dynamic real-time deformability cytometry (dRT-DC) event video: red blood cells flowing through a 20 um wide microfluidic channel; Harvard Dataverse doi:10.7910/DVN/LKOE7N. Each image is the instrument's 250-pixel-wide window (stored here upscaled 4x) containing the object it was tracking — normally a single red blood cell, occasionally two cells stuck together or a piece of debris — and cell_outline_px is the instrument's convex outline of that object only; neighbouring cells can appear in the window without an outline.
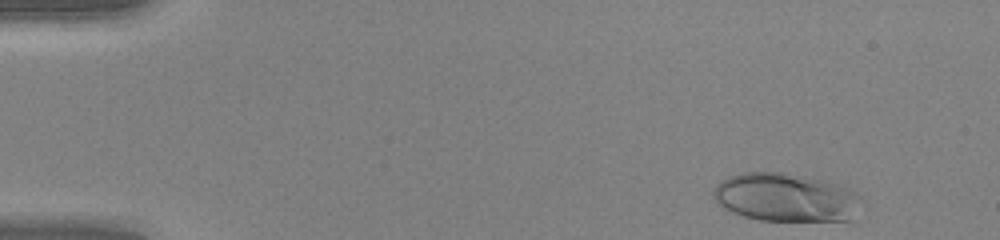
{"species": "human", "species_latin": "Homo sapiens", "temperature_condition": "warm", "stored_images_in_passage": 46, "camera_frame_rate_fps": 3000, "um_per_image_px": 0.085, "donor": {"sex": "female"}, "frame": {"image": 1, "passage_image": 2, "time_ms": 0.333, "image_size_px": [1000, 240], "cell_outline_px": [[860, 200], [852, 220], [760, 220], [744, 216], [732, 212], [716, 204], [712, 196], [712, 192], [716, 184], [728, 176], [740, 172], [784, 172], [824, 180], [836, 184], [856, 192], [860, 196]], "centroid_in_image_um": [66.72, 16.77], "position_along_channel_um": 18.3, "area_um2": 41.73}}
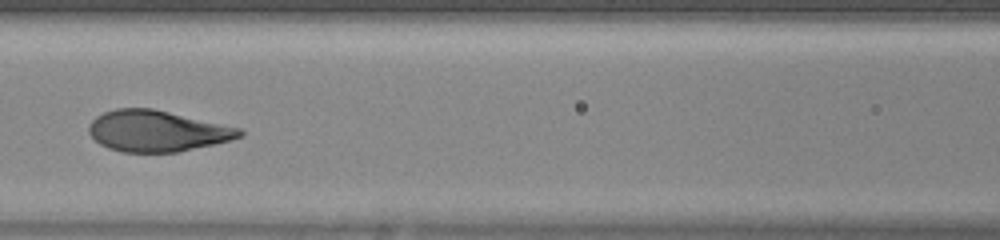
{"frame": {"image": 2, "passage_image": 20, "time_ms": 6.333, "image_size_px": [1000, 240], "cell_outline_px": [[244, 136], [180, 152], [124, 152], [108, 148], [100, 144], [88, 132], [88, 124], [96, 116], [104, 112], [116, 108], [152, 108], [244, 128]], "centroid_in_image_um": [13.37, 11.13], "position_along_channel_um": 153.2, "area_um2": 36.24}}
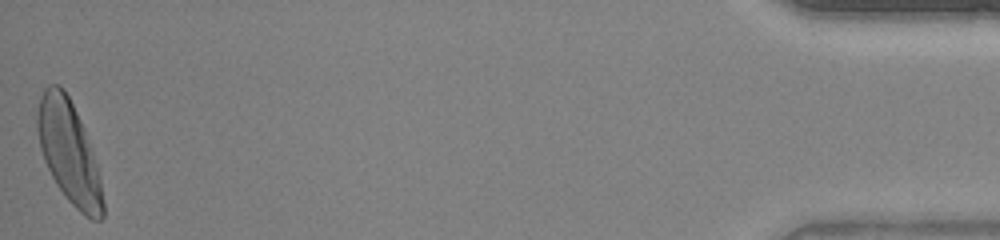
{"frame": {"image": 3, "passage_image": 46, "time_ms": 15.0, "image_size_px": [1000, 240], "cell_outline_px": [[104, 216], [100, 220], [92, 220], [80, 212], [64, 196], [56, 184], [44, 160], [40, 148], [36, 128], [36, 112], [40, 96], [44, 88], [48, 84], [56, 84], [64, 88], [80, 120], [92, 152], [100, 176], [104, 204]], "centroid_in_image_um": [5.84, 12.94], "position_along_channel_um": 429.4, "area_um2": 38.9}, "authors_computed_cell_mechanics": {"area_um2": 36.8186, "velocity_mm_per_s": 4.2135, "shape_relaxation_time_tau1_ms": 2.9792, "shape_relaxation_time_tau2_ms": null, "deformation_change_tau1": 0.2084, "deformation_change_tau2": null}}